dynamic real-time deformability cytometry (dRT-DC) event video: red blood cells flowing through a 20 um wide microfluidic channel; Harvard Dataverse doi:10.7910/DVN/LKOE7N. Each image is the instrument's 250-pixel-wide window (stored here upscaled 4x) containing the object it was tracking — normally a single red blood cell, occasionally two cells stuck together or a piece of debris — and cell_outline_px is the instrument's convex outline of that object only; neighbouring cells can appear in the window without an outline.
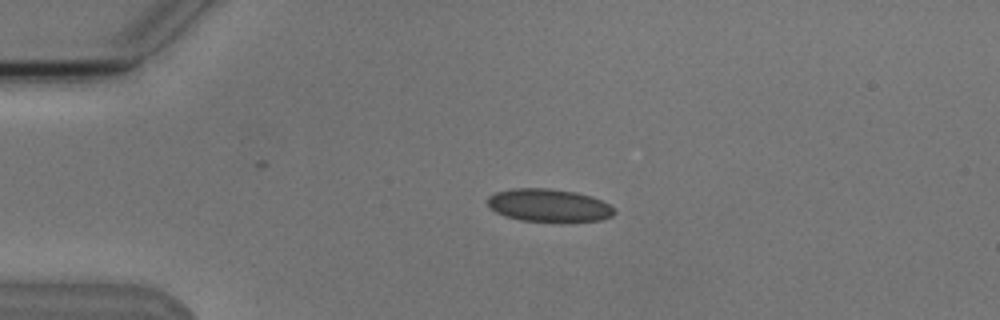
{"species": "Egyptian fruit bat (a non-hibernating species)", "species_latin": "Rousettus aegyptiacus", "temperature_condition": "cold", "stored_images_in_passage": 3, "camera_frame_rate_fps": 3000, "um_per_image_px": 0.085, "animal": {"sex": "male"}, "frame": {"image": 1, "passage_image": 2, "time_ms": 1.0, "image_size_px": [1000, 320], "cell_outline_px": [[616, 212], [612, 216], [600, 220], [520, 220], [504, 216], [496, 212], [488, 204], [488, 196], [496, 192], [512, 188], [548, 188], [576, 192], [592, 196], [616, 208]], "centroid_in_image_um": [46.65, 17.43], "position_along_channel_um": 38.4, "area_um2": 23.87}}